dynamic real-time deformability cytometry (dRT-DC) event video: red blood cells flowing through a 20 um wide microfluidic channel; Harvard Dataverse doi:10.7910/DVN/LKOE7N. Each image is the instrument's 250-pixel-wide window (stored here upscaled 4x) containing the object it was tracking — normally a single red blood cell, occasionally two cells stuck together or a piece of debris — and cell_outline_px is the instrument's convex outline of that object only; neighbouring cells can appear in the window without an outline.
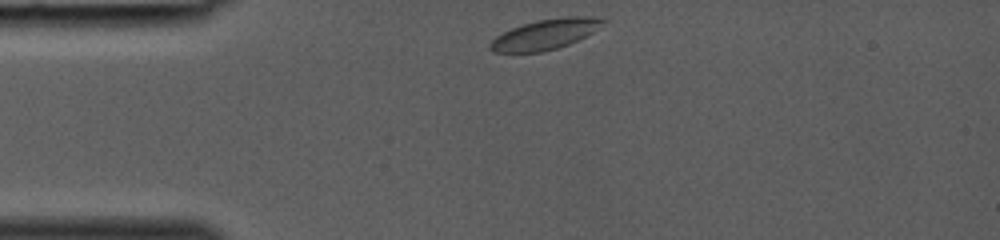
{"species": "common noctule bat (a hibernating species)", "species_latin": "Nyctalus noctula", "temperature_condition": "room temperature", "stored_images_in_passage": 27, "camera_frame_rate_fps": 3000, "um_per_image_px": 0.085, "animal": {"sex": "female", "body_mass_g": 19.0, "forearm_length_mm": 53.3}, "frame": {"image": 1, "passage_image": 1, "time_ms": 0.0, "image_size_px": [1000, 240], "cell_outline_px": [[608, 20], [592, 32], [568, 44], [544, 52], [492, 52], [488, 48], [488, 44], [496, 36], [512, 28], [536, 20], [564, 16], [592, 16]], "centroid_in_image_um": [46.32, 2.91], "position_along_channel_um": 38.7, "area_um2": 19.77}}
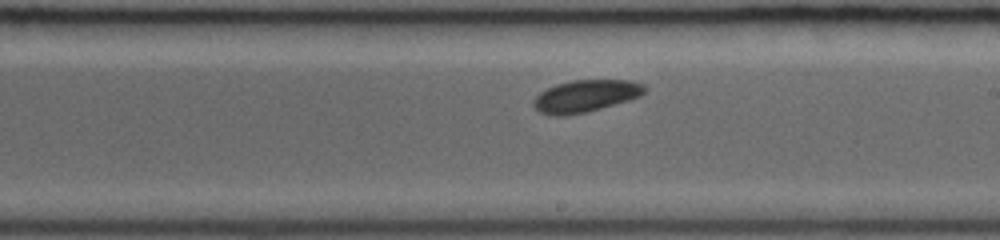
{"frame": {"image": 2, "passage_image": 15, "time_ms": 4.667, "image_size_px": [1000, 240], "cell_outline_px": [[648, 88], [640, 96], [628, 100], [588, 112], [564, 116], [552, 116], [540, 112], [532, 104], [532, 100], [540, 92], [556, 84], [572, 80], [628, 80], [644, 84]], "centroid_in_image_um": [49.76, 8.16], "position_along_channel_um": 239.2, "area_um2": 20.87}}
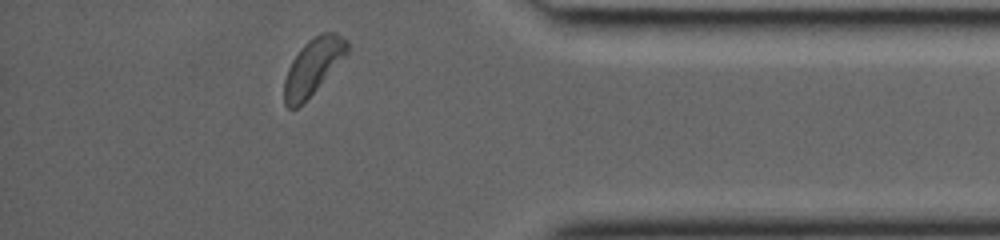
{"frame": {"image": 3, "passage_image": 26, "time_ms": 8.333, "image_size_px": [1000, 240], "cell_outline_px": [[348, 56], [296, 108], [288, 108], [284, 104], [284, 80], [288, 68], [292, 60], [304, 44], [308, 40], [324, 32], [336, 32], [348, 40]], "centroid_in_image_um": [26.64, 5.63], "position_along_channel_um": 408.6, "area_um2": 20.35}}